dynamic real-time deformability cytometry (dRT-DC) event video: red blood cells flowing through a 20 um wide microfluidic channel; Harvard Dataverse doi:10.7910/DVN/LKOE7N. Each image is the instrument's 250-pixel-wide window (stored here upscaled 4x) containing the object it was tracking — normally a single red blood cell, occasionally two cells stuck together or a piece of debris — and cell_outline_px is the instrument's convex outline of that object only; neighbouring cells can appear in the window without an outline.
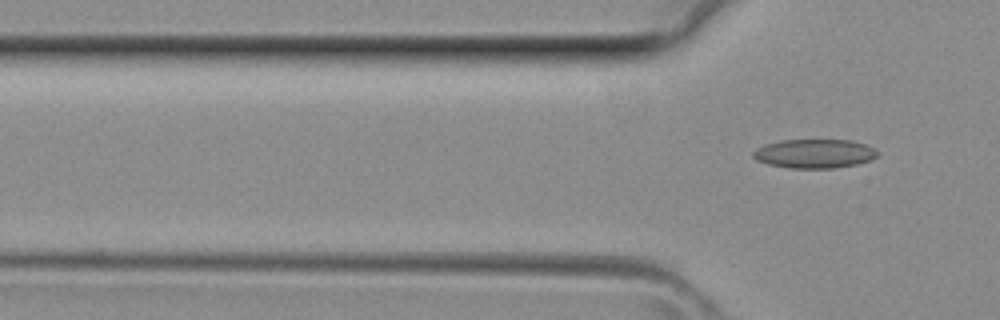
{"species": "common noctule bat (a hibernating species)", "species_latin": "Nyctalus noctula", "temperature_condition": "room temperature", "stored_images_in_passage": 3, "camera_frame_rate_fps": 3000, "um_per_image_px": 0.085, "animal": {"sex": "female", "body_mass_g": 29.2, "forearm_length_mm": 56.3}, "frame": {"image": 1, "passage_image": 3, "time_ms": 0.667, "image_size_px": [1000, 320], "cell_outline_px": [[880, 152], [876, 156], [868, 160], [856, 164], [836, 168], [792, 168], [768, 164], [756, 160], [752, 156], [752, 152], [756, 148], [764, 144], [780, 140], [852, 140], [864, 144]], "centroid_in_image_um": [69.18, 13.05], "position_along_channel_um": 56.6, "area_um2": 20.98}}